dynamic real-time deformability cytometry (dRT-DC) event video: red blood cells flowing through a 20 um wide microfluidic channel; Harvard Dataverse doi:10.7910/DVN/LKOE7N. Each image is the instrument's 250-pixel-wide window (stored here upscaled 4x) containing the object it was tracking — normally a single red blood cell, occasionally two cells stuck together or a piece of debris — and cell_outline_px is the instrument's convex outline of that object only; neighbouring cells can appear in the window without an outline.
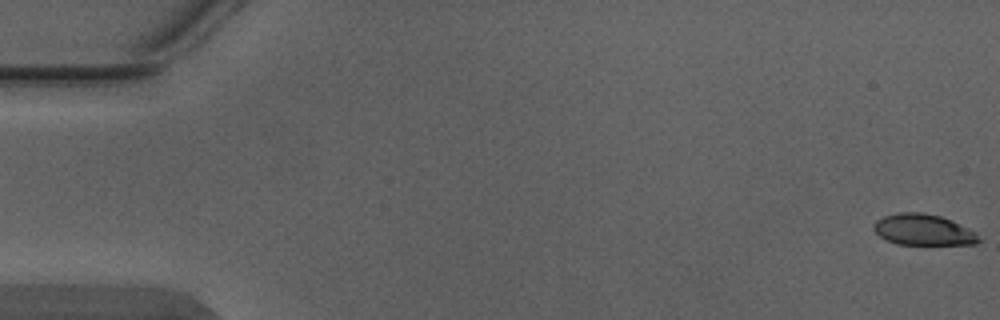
{"species": "Egyptian fruit bat (a non-hibernating species)", "species_latin": "Rousettus aegyptiacus", "temperature_condition": "warm", "stored_images_in_passage": 3, "segment_of_instrument_passage": [2, 2], "camera_frame_rate_fps": 3000, "um_per_image_px": 0.085, "animal": {"sex": "male"}, "frame": {"image": 1, "passage_image": 3, "time_ms": 0.667, "image_size_px": [1000, 320], "cell_outline_px": [[980, 240], [976, 244], [896, 244], [880, 236], [872, 228], [872, 224], [876, 220], [884, 216], [900, 212], [924, 212], [940, 216], [952, 220], [976, 232]], "centroid_in_image_um": [78.46, 19.52], "position_along_channel_um": 6.5, "area_um2": 19.02}}